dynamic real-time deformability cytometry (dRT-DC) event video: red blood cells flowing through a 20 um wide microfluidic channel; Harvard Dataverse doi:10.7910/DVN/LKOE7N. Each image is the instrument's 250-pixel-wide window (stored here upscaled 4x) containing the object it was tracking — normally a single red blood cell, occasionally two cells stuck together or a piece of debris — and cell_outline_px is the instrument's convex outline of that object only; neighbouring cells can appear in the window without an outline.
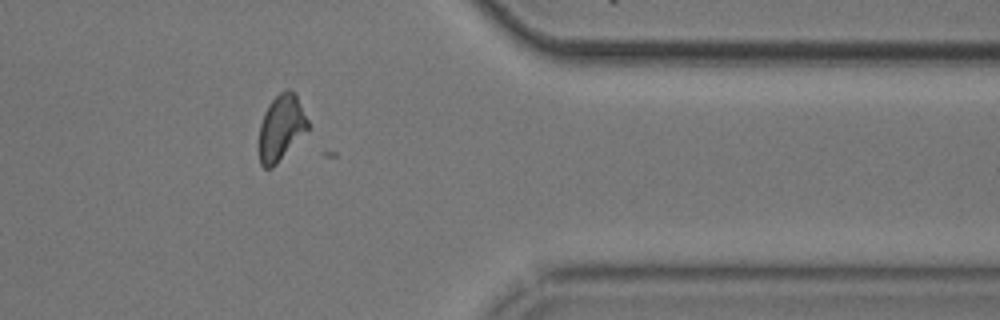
{"species": "common noctule bat (a hibernating species)", "species_latin": "Nyctalus noctula", "temperature_condition": "cold", "stored_images_in_passage": 37, "camera_frame_rate_fps": 3000, "um_per_image_px": 0.085, "animal": {"sex": "male", "body_mass_g": 20.5, "forearm_length_mm": 52.5}, "frame": {"image": 1, "passage_image": 32, "time_ms": 10.333, "image_size_px": [1000, 320], "cell_outline_px": [[308, 128], [276, 164], [272, 168], [264, 168], [260, 164], [260, 124], [264, 112], [268, 104], [280, 92], [288, 88], [296, 92], [308, 120]], "centroid_in_image_um": [23.9, 10.8], "position_along_channel_um": 387.5, "area_um2": 18.44}}